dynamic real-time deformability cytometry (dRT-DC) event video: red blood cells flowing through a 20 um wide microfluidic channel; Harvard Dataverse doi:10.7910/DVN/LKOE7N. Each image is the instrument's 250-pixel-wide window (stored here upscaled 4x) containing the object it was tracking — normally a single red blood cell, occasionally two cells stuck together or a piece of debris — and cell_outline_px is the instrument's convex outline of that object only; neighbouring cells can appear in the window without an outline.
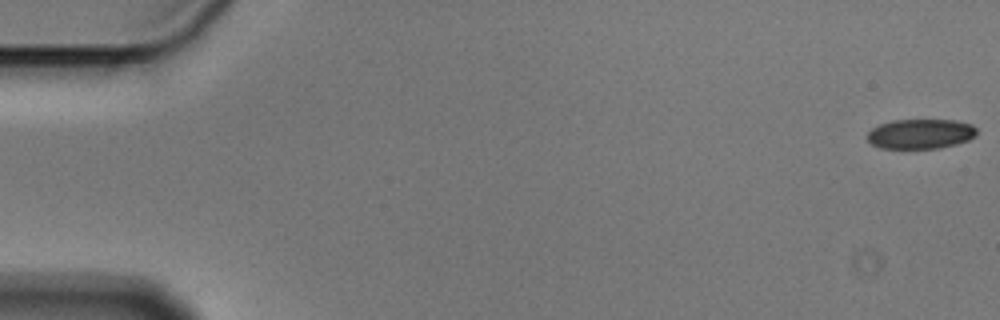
{"species": "Egyptian fruit bat (a non-hibernating species)", "species_latin": "Rousettus aegyptiacus", "temperature_condition": "cold", "stored_images_in_passage": 6, "camera_frame_rate_fps": 3000, "um_per_image_px": 0.085, "animal": {"sex": "male"}, "frame": {"image": 1, "passage_image": 1, "time_ms": 0.0, "image_size_px": [1000, 320], "cell_outline_px": [[976, 136], [968, 140], [956, 144], [940, 148], [880, 148], [872, 144], [868, 140], [868, 132], [872, 128], [880, 124], [892, 120], [956, 120], [972, 124], [976, 128]], "centroid_in_image_um": [78.26, 11.37], "position_along_channel_um": 6.7, "area_um2": 19.02}}
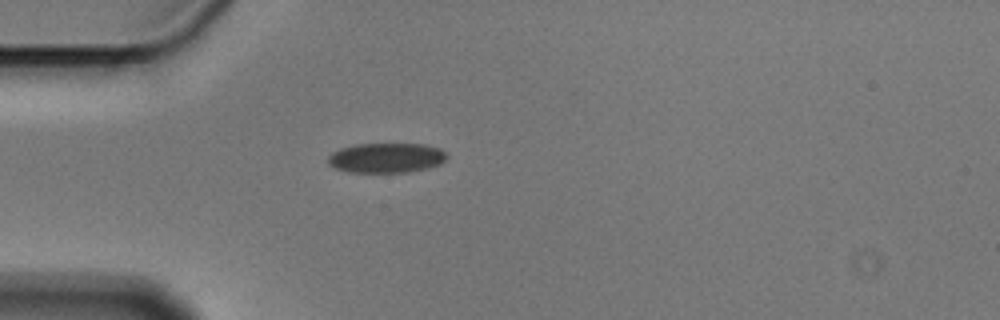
{"frame": {"image": 2, "passage_image": 5, "time_ms": 1.333, "image_size_px": [1000, 320], "cell_outline_px": [[448, 156], [440, 164], [424, 168], [404, 172], [348, 172], [336, 168], [328, 164], [328, 156], [332, 152], [340, 148], [356, 144], [424, 144], [440, 148]], "centroid_in_image_um": [32.8, 13.41], "position_along_channel_um": 52.2, "area_um2": 20.52}}